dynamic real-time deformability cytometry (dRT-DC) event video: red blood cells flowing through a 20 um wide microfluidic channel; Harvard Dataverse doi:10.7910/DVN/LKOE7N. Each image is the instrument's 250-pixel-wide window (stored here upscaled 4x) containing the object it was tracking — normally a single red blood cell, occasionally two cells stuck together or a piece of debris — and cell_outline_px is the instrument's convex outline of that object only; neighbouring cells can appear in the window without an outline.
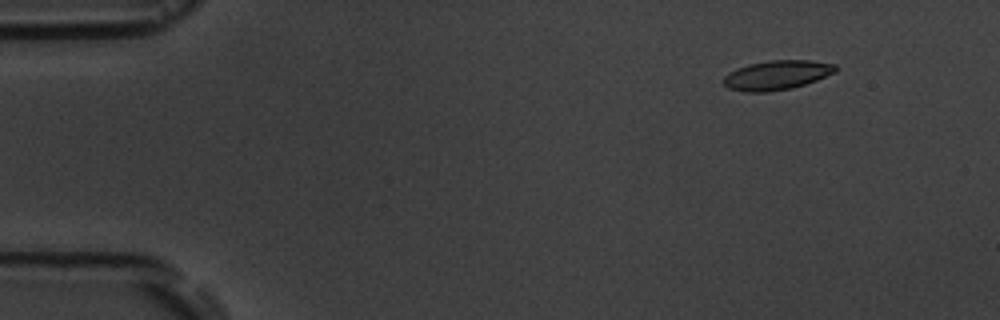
{"species": "common noctule bat (a hibernating species)", "species_latin": "Nyctalus noctula", "temperature_condition": "room temperature", "stored_images_in_passage": 4, "camera_frame_rate_fps": 3000, "um_per_image_px": 0.085, "animal": {"sex": "male", "body_mass_g": 19.5, "forearm_length_mm": 54.6}, "frame": {"image": 1, "passage_image": 1, "time_ms": 0.0, "image_size_px": [1000, 320], "cell_outline_px": [[836, 72], [816, 80], [792, 88], [768, 92], [744, 92], [728, 88], [724, 84], [724, 76], [728, 72], [736, 68], [748, 64], [768, 60], [808, 60], [836, 64]], "centroid_in_image_um": [66.0, 6.38], "position_along_channel_um": 19.0, "area_um2": 19.25}}
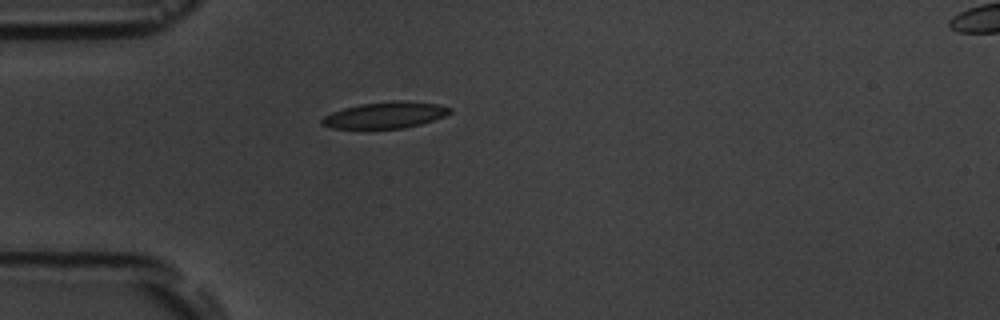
{"frame": {"image": 2, "passage_image": 4, "time_ms": 3.333, "image_size_px": [1000, 320], "cell_outline_px": [[452, 112], [444, 116], [420, 124], [404, 128], [332, 128], [320, 124], [320, 120], [324, 116], [332, 112], [344, 108], [360, 104], [396, 100], [436, 104], [452, 108]], "centroid_in_image_um": [32.72, 9.78], "position_along_channel_um": 52.3, "area_um2": 19.42}}